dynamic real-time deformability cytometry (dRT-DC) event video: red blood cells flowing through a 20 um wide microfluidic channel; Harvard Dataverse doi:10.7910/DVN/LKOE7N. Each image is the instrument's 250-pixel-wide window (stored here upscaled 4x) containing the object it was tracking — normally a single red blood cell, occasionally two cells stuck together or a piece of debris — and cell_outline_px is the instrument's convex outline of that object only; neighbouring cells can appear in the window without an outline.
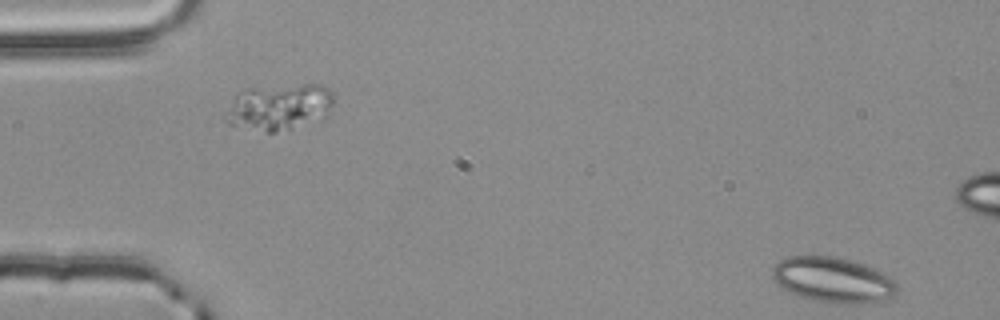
{"species": "common noctule bat (a hibernating species)", "species_latin": "Nyctalus noctula", "temperature_condition": "room temperature", "stored_images_in_passage": 6, "segment_of_instrument_passage": [2, 2], "camera_frame_rate_fps": 3000, "um_per_image_px": 0.085, "animal": {"sex": "male", "body_mass_g": 20.4}, "frame": {"image": 1, "passage_image": 6, "time_ms": 1.667, "image_size_px": [1000, 320], "cell_outline_px": [[900, 288], [896, 296], [884, 300], [852, 304], [836, 304], [812, 300], [788, 292], [780, 288], [772, 276], [772, 268], [780, 260], [788, 256], [840, 256], [864, 264], [884, 272], [896, 280]], "centroid_in_image_um": [70.85, 23.79], "position_along_channel_um": 14.1, "area_um2": 33.7}}